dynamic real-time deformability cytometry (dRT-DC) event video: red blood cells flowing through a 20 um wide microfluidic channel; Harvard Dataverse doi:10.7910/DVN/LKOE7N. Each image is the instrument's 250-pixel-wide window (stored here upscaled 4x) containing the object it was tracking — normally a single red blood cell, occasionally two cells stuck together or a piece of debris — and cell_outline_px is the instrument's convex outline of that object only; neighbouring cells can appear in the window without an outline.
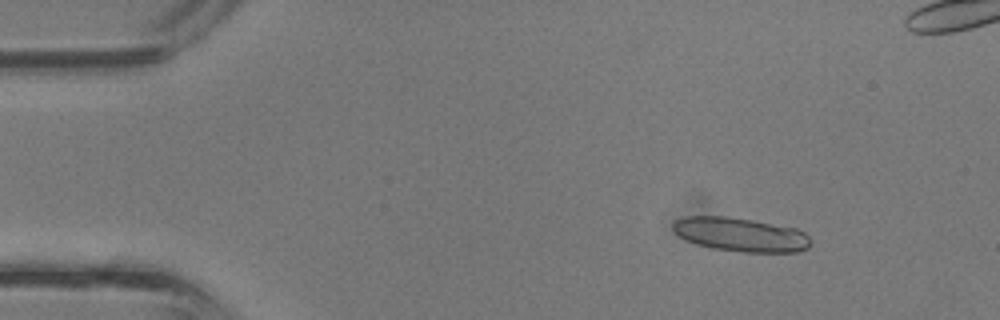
{"species": "common noctule bat (a hibernating species)", "species_latin": "Nyctalus noctula", "temperature_condition": "room temperature", "stored_images_in_passage": 39, "camera_frame_rate_fps": 3000, "um_per_image_px": 0.085, "animal": {"sex": "male", "body_mass_g": 13.3}, "frame": {"image": 1, "passage_image": 5, "time_ms": 1.333, "image_size_px": [1000, 320], "cell_outline_px": [[812, 244], [808, 248], [796, 252], [744, 252], [712, 248], [696, 244], [684, 240], [672, 228], [672, 224], [676, 220], [684, 216], [728, 216], [752, 220], [796, 228], [804, 232], [812, 240]], "centroid_in_image_um": [62.96, 19.94], "position_along_channel_um": 22.0, "area_um2": 27.34}}
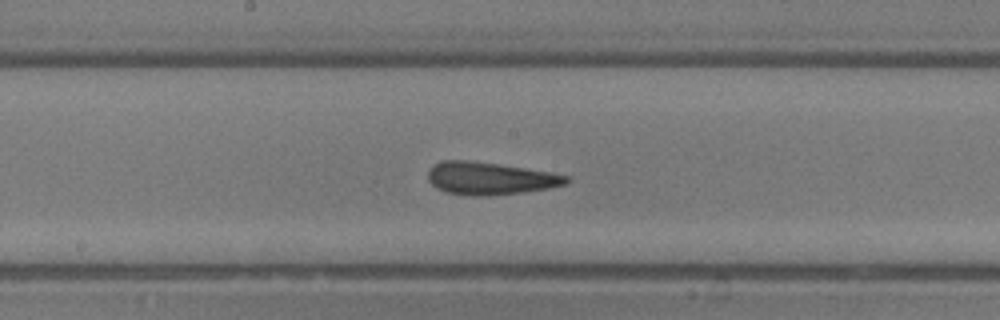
{"frame": {"image": 2, "passage_image": 20, "time_ms": 6.333, "image_size_px": [1000, 320], "cell_outline_px": [[572, 180], [564, 184], [548, 188], [520, 192], [484, 196], [472, 196], [448, 192], [436, 188], [428, 180], [428, 172], [432, 164], [440, 160], [468, 160], [524, 168], [548, 172], [568, 176]], "centroid_in_image_um": [41.59, 15.15], "position_along_channel_um": 206.6, "area_um2": 25.95}}
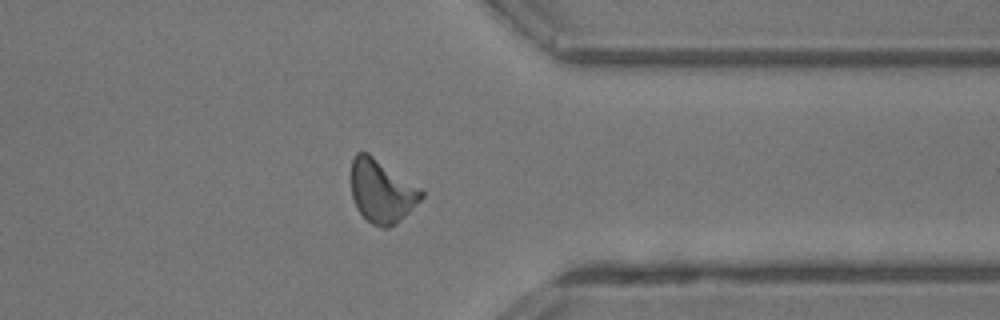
{"frame": {"image": 3, "passage_image": 30, "time_ms": 9.667, "image_size_px": [1000, 320], "cell_outline_px": [[424, 196], [396, 224], [388, 228], [380, 228], [372, 224], [356, 208], [352, 196], [352, 160], [356, 152], [368, 152], [420, 188], [424, 192]], "centroid_in_image_um": [32.44, 16.25], "position_along_channel_um": 379.0, "area_um2": 25.55}}